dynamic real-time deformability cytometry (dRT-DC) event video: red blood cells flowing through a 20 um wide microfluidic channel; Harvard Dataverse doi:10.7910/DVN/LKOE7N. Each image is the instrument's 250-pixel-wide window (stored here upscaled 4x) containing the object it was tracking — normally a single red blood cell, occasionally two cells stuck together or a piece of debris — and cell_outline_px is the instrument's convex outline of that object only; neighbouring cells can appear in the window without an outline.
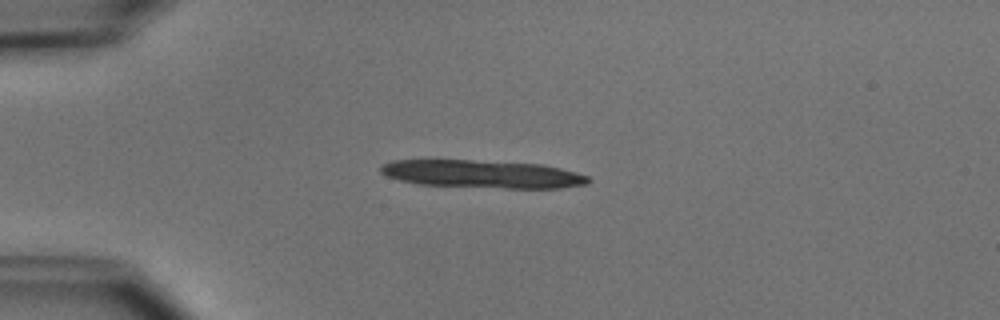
{"species": "common noctule bat (a hibernating species)", "species_latin": "Nyctalus noctula", "temperature_condition": "cold", "stored_images_in_passage": 3, "camera_frame_rate_fps": 3000, "um_per_image_px": 0.085, "animal": {"sex": "male", "body_mass_g": 15.6}, "frame": {"image": 1, "passage_image": 1, "time_ms": 0.0, "image_size_px": [1000, 320], "cell_outline_px": [[592, 180], [588, 184], [560, 188], [504, 188], [420, 184], [400, 180], [388, 176], [380, 172], [380, 164], [392, 160], [472, 160], [540, 164], [560, 168], [576, 172], [588, 176]], "centroid_in_image_um": [41.02, 14.79], "position_along_channel_um": 44.0, "area_um2": 33.64}}